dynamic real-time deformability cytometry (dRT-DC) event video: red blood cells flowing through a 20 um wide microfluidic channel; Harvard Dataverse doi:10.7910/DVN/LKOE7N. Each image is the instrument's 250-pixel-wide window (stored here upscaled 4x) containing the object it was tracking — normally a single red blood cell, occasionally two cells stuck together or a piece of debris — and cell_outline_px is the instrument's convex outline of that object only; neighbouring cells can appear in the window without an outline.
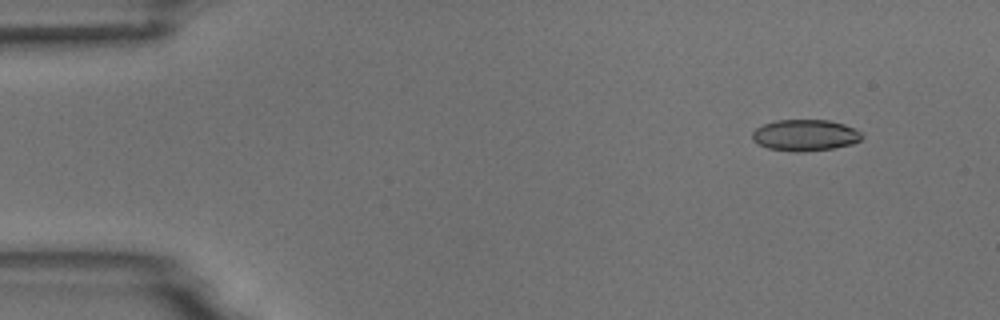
{"species": "common noctule bat (a hibernating species)", "species_latin": "Nyctalus noctula", "temperature_condition": "room temperature", "stored_images_in_passage": 5, "camera_frame_rate_fps": 3000, "um_per_image_px": 0.085, "animal": {"sex": "male", "body_mass_g": 18.8}, "frame": {"image": 1, "passage_image": 2, "time_ms": 1.333, "image_size_px": [1000, 320], "cell_outline_px": [[864, 136], [860, 140], [852, 144], [832, 148], [804, 152], [796, 152], [768, 148], [752, 140], [752, 132], [756, 128], [764, 124], [776, 120], [828, 120], [844, 124], [860, 132]], "centroid_in_image_um": [68.43, 11.49], "position_along_channel_um": 16.6, "area_um2": 19.94}}
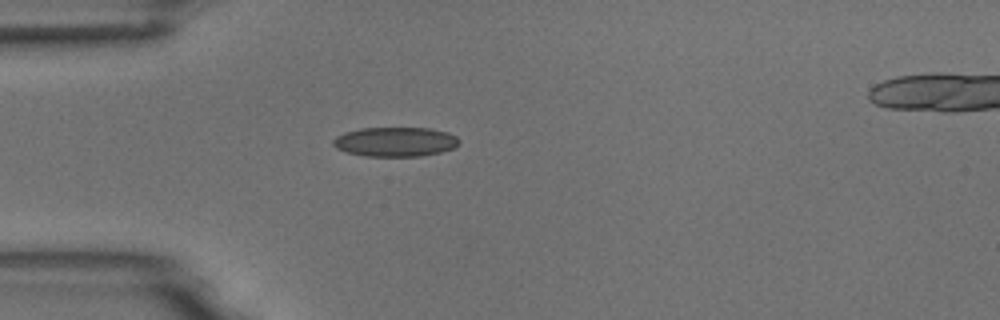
{"frame": {"image": 2, "passage_image": 5, "time_ms": 4.667, "image_size_px": [1000, 320], "cell_outline_px": [[460, 140], [456, 148], [440, 152], [420, 156], [364, 156], [348, 152], [336, 148], [332, 144], [332, 140], [336, 136], [344, 132], [360, 128], [428, 128], [448, 132], [456, 136]], "centroid_in_image_um": [33.6, 12.05], "position_along_channel_um": 51.4, "area_um2": 21.73}}